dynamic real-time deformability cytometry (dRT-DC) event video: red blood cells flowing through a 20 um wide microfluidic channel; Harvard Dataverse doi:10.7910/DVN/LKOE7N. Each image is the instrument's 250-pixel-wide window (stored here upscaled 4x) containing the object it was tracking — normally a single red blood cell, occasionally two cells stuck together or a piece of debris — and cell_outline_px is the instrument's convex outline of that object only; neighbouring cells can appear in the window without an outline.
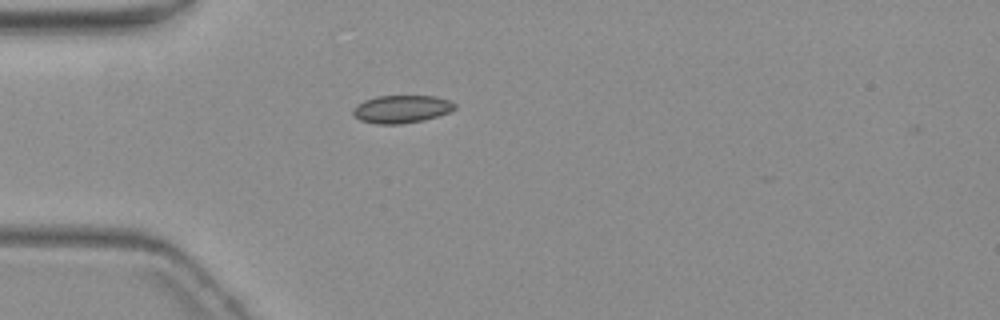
{"species": "common noctule bat (a hibernating species)", "species_latin": "Nyctalus noctula", "temperature_condition": "warm", "stored_images_in_passage": 1, "camera_frame_rate_fps": 3000, "um_per_image_px": 0.085, "animal": {"sex": "female", "body_mass_g": 19.3, "forearm_length_mm": 54.1}, "frame": {"image": 1, "passage_image": 1, "time_ms": 0.0, "image_size_px": [1000, 320], "cell_outline_px": [[456, 108], [448, 112], [424, 120], [400, 124], [376, 124], [360, 120], [352, 116], [352, 108], [356, 104], [364, 100], [376, 96], [436, 96], [448, 100], [456, 104]], "centroid_in_image_um": [34.07, 9.27], "position_along_channel_um": 50.9, "area_um2": 16.59}}